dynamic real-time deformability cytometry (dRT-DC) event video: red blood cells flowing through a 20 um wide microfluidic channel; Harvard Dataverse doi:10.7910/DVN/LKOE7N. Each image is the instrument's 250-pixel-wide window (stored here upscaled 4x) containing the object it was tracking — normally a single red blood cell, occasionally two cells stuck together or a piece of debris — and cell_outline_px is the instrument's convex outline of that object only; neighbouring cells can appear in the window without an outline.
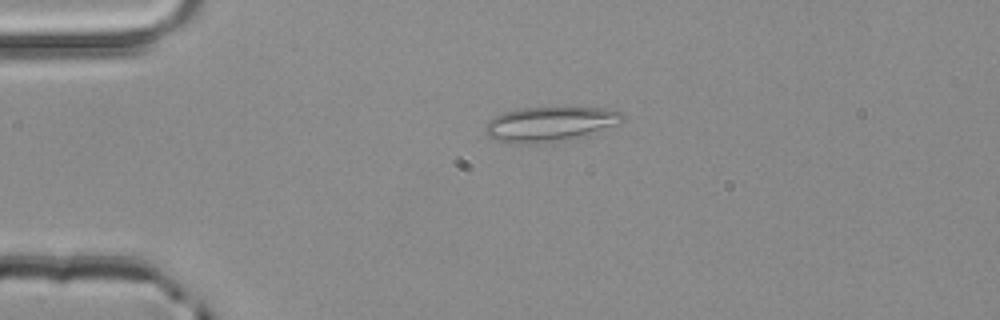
{"species": "common noctule bat (a hibernating species)", "species_latin": "Nyctalus noctula", "temperature_condition": "room temperature", "stored_images_in_passage": 2, "camera_frame_rate_fps": 3000, "um_per_image_px": 0.085, "animal": {"sex": "male", "body_mass_g": 20.4}, "frame": {"image": 1, "passage_image": 1, "time_ms": 0.0, "image_size_px": [1000, 320], "cell_outline_px": [[624, 120], [588, 136], [564, 140], [536, 144], [516, 144], [496, 140], [488, 136], [484, 132], [484, 124], [488, 120], [504, 112], [516, 108], [552, 104], [604, 108], [620, 112], [624, 116]], "centroid_in_image_um": [46.72, 10.5], "position_along_channel_um": 38.3, "area_um2": 29.25}}